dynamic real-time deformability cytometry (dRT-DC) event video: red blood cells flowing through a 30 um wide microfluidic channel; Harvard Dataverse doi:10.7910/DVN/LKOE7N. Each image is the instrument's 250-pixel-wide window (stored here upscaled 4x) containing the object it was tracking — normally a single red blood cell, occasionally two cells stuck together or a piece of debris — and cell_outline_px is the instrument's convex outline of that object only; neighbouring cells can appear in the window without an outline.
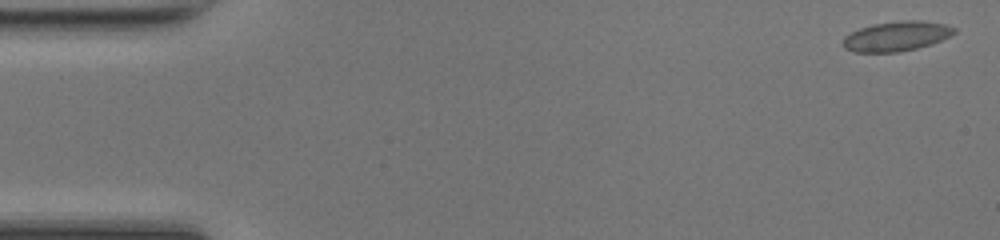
{"species": "common noctule bat (a hibernating species)", "species_latin": "Nyctalus noctula", "temperature_condition": "room temperature", "stored_images_in_passage": 49, "camera_frame_rate_fps": 3000, "um_per_image_px": 0.085, "animal": {"sex": "female", "body_mass_g": 17.0, "forearm_length_mm": 48.0}, "frame": {"image": 1, "passage_image": 2, "time_ms": 0.333, "image_size_px": [1000, 240], "cell_outline_px": [[956, 32], [932, 44], [916, 48], [896, 52], [856, 52], [844, 48], [844, 36], [860, 28], [872, 24], [900, 20], [920, 20], [944, 24], [956, 28]], "centroid_in_image_um": [76.2, 3.07], "position_along_channel_um": 8.8, "area_um2": 19.13}}
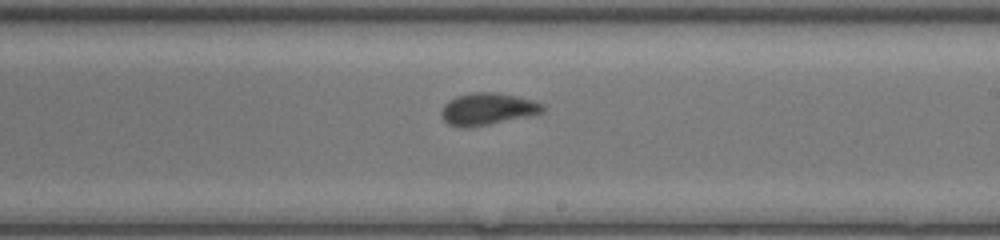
{"frame": {"image": 2, "passage_image": 29, "time_ms": 9.333, "image_size_px": [1000, 240], "cell_outline_px": [[544, 112], [536, 116], [468, 128], [460, 128], [448, 124], [440, 116], [440, 112], [444, 104], [448, 100], [456, 96], [476, 92], [496, 92], [516, 96], [532, 100], [544, 104]], "centroid_in_image_um": [41.46, 9.29], "position_along_channel_um": 247.5, "area_um2": 19.42}}
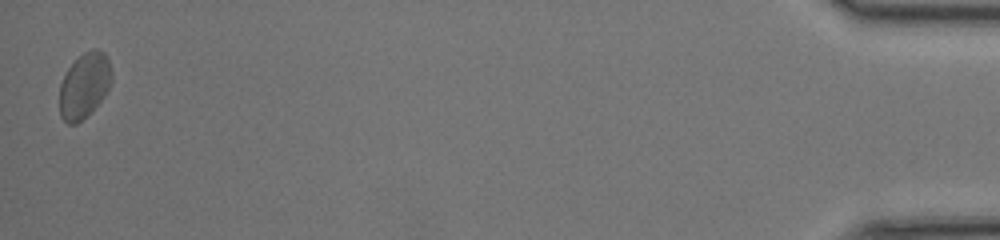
{"frame": {"image": 3, "passage_image": 49, "time_ms": 16.0, "image_size_px": [1000, 240], "cell_outline_px": [[112, 80], [104, 96], [76, 124], [68, 124], [60, 116], [60, 84], [68, 68], [84, 52], [92, 48], [96, 48], [104, 52], [108, 60], [112, 72]], "centroid_in_image_um": [7.17, 7.23], "position_along_channel_um": 428.0, "area_um2": 19.42}, "authors_computed_cell_mechanics": {"area_um2": 18.496, "velocity_mm_per_s": 4.229, "shape_relaxation_time_tau1_ms": 5.493, "shape_relaxation_time_tau2_ms": 1.1793, "deformation_change_tau1": 0.1153, "deformation_change_tau2": 0.0537}}